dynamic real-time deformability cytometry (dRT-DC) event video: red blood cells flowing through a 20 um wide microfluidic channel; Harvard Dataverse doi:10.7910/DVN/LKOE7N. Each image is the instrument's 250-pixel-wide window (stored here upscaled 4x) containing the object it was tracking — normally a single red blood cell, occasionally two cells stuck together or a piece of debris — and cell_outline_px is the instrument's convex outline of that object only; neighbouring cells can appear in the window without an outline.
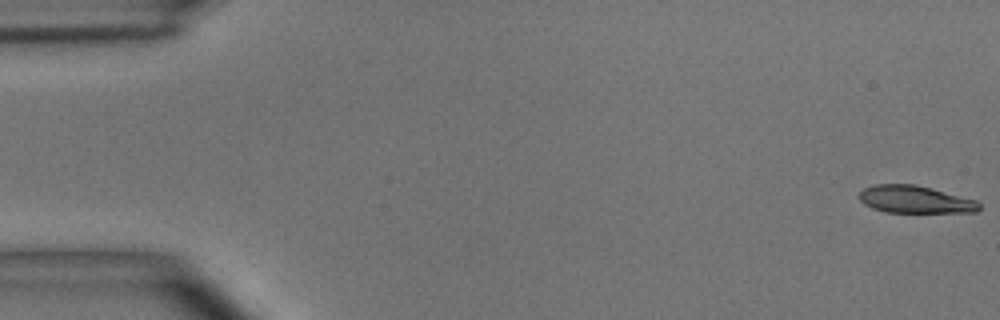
{"species": "common noctule bat (a hibernating species)", "species_latin": "Nyctalus noctula", "temperature_condition": "room temperature", "stored_images_in_passage": 47, "camera_frame_rate_fps": 3000, "um_per_image_px": 0.085, "animal": {"sex": "male", "body_mass_g": 15.6}, "frame": {"image": 1, "passage_image": 1, "time_ms": 0.0, "image_size_px": [1000, 320], "cell_outline_px": [[980, 208], [976, 212], [884, 212], [872, 208], [864, 204], [860, 200], [860, 192], [864, 188], [876, 184], [912, 184], [932, 188], [976, 200], [980, 204]], "centroid_in_image_um": [77.77, 16.95], "position_along_channel_um": 7.2, "area_um2": 19.07}}
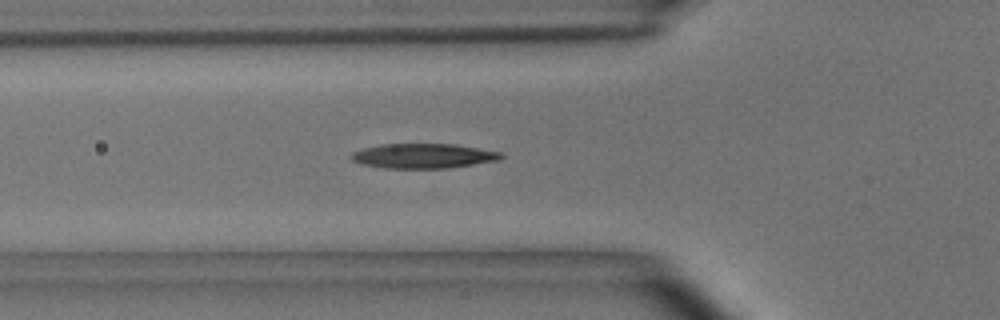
{"frame": {"image": 2, "passage_image": 19, "time_ms": 6.0, "image_size_px": [1000, 320], "cell_outline_px": [[504, 156], [500, 160], [448, 168], [384, 168], [360, 164], [352, 160], [348, 156], [352, 152], [364, 148], [380, 144], [456, 144], [500, 152]], "centroid_in_image_um": [35.95, 13.25], "position_along_channel_um": 89.9, "area_um2": 21.68}}
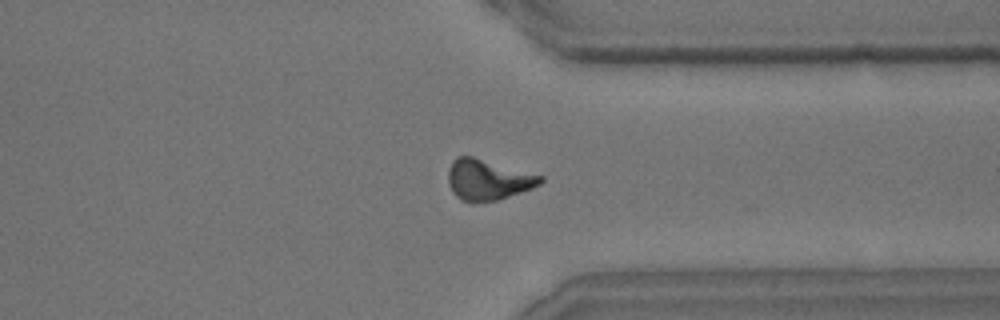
{"frame": {"image": 3, "passage_image": 42, "time_ms": 13.667, "image_size_px": [1000, 320], "cell_outline_px": [[544, 180], [540, 184], [532, 188], [496, 200], [476, 204], [472, 204], [460, 200], [452, 192], [448, 184], [448, 168], [452, 160], [456, 156], [472, 156], [544, 176]], "centroid_in_image_um": [41.43, 15.29], "position_along_channel_um": 370.0, "area_um2": 22.14}, "authors_computed_cell_mechanics": {"area_um2": 21.3282, "velocity_mm_per_s": 3.6695, "shape_relaxation_time_tau1_ms": 5.0938, "shape_relaxation_time_tau2_ms": null, "deformation_change_tau1": 0.1837, "deformation_change_tau2": null}}